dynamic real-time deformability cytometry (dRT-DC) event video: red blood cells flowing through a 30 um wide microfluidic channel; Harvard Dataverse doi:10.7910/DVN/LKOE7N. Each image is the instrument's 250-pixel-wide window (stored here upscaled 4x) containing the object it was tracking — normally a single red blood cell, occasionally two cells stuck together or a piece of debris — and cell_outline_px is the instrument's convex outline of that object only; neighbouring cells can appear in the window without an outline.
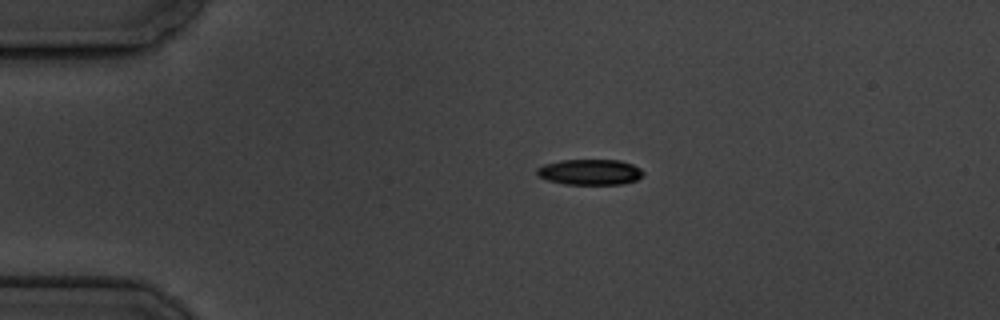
{"species": "common noctule bat (a hibernating species)", "species_latin": "Nyctalus noctula", "temperature_condition": "cold", "stored_images_in_passage": 6, "camera_frame_rate_fps": 3000, "um_per_image_px": 0.085, "animal": {"sex": "male", "body_mass_g": 19.5, "forearm_length_mm": 54.6}, "frame": {"image": 1, "passage_image": 4, "time_ms": 3.333, "image_size_px": [1000, 320], "cell_outline_px": [[644, 176], [636, 180], [620, 184], [564, 184], [548, 180], [536, 176], [536, 168], [544, 164], [560, 160], [620, 160], [632, 164], [640, 168], [644, 172]], "centroid_in_image_um": [50.13, 14.62], "position_along_channel_um": 34.9, "area_um2": 16.01}}
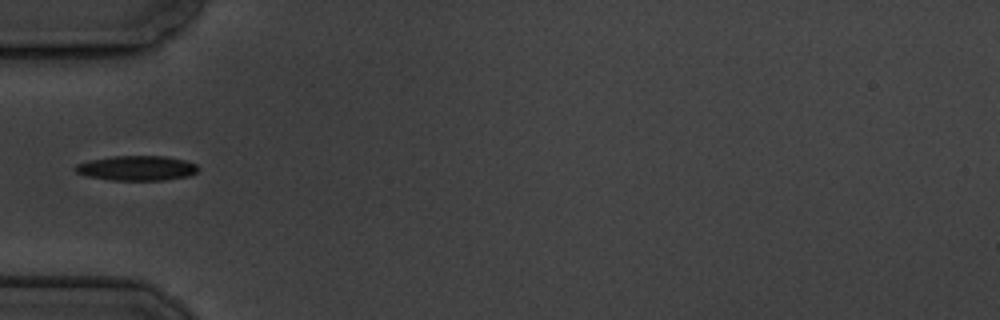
{"frame": {"image": 2, "passage_image": 6, "time_ms": 5.667, "image_size_px": [1000, 320], "cell_outline_px": [[200, 168], [196, 172], [188, 176], [164, 180], [108, 180], [88, 176], [76, 172], [72, 168], [76, 164], [88, 160], [112, 156], [164, 156], [184, 160], [196, 164]], "centroid_in_image_um": [11.6, 14.29], "position_along_channel_um": 73.4, "area_um2": 17.86}}